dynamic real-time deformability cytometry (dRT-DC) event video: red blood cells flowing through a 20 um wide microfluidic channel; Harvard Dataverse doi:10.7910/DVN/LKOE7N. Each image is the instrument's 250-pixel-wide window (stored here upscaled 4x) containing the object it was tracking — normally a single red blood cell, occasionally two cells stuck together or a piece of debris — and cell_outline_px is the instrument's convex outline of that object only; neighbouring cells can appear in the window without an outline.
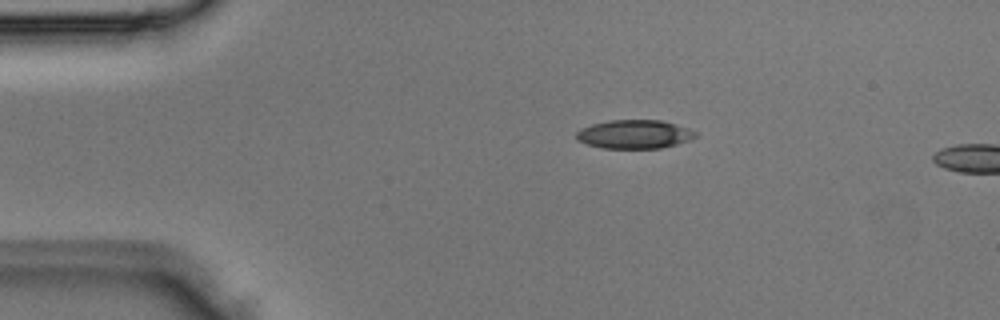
{"species": "Egyptian fruit bat (a non-hibernating species)", "species_latin": "Rousettus aegyptiacus", "temperature_condition": "room temperature", "stored_images_in_passage": 4, "camera_frame_rate_fps": 3000, "um_per_image_px": 0.085, "animal": {"sex": "male"}, "frame": {"image": 1, "passage_image": 4, "time_ms": 1.0, "image_size_px": [1000, 320], "cell_outline_px": [[696, 136], [692, 140], [660, 148], [600, 148], [576, 140], [576, 132], [580, 128], [592, 124], [608, 120], [660, 120], [676, 124], [688, 128], [696, 132]], "centroid_in_image_um": [53.91, 11.41], "position_along_channel_um": 31.1, "area_um2": 20.0}}